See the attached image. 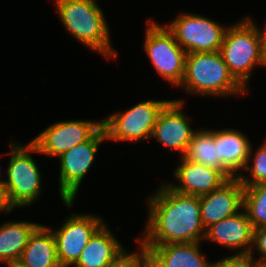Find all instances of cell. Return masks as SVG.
<instances>
[{
    "label": "cell",
    "mask_w": 266,
    "mask_h": 267,
    "mask_svg": "<svg viewBox=\"0 0 266 267\" xmlns=\"http://www.w3.org/2000/svg\"><path fill=\"white\" fill-rule=\"evenodd\" d=\"M149 197L145 234L136 239L147 251L155 245L194 243L205 239L198 196L178 193L162 183Z\"/></svg>",
    "instance_id": "cell-1"
},
{
    "label": "cell",
    "mask_w": 266,
    "mask_h": 267,
    "mask_svg": "<svg viewBox=\"0 0 266 267\" xmlns=\"http://www.w3.org/2000/svg\"><path fill=\"white\" fill-rule=\"evenodd\" d=\"M142 267H162L144 247Z\"/></svg>",
    "instance_id": "cell-28"
},
{
    "label": "cell",
    "mask_w": 266,
    "mask_h": 267,
    "mask_svg": "<svg viewBox=\"0 0 266 267\" xmlns=\"http://www.w3.org/2000/svg\"><path fill=\"white\" fill-rule=\"evenodd\" d=\"M40 224L28 221H7L0 224V262L14 267L28 240Z\"/></svg>",
    "instance_id": "cell-20"
},
{
    "label": "cell",
    "mask_w": 266,
    "mask_h": 267,
    "mask_svg": "<svg viewBox=\"0 0 266 267\" xmlns=\"http://www.w3.org/2000/svg\"><path fill=\"white\" fill-rule=\"evenodd\" d=\"M140 247L139 251L127 252L126 250L119 255L108 267H142L143 262V246Z\"/></svg>",
    "instance_id": "cell-25"
},
{
    "label": "cell",
    "mask_w": 266,
    "mask_h": 267,
    "mask_svg": "<svg viewBox=\"0 0 266 267\" xmlns=\"http://www.w3.org/2000/svg\"><path fill=\"white\" fill-rule=\"evenodd\" d=\"M252 148L251 144L248 162L243 169L250 172V177L246 175L243 176L241 174L237 177L243 186H253L260 183H266V142L259 146L257 150L255 149L254 151L256 153L254 154ZM250 160H252V164H250Z\"/></svg>",
    "instance_id": "cell-23"
},
{
    "label": "cell",
    "mask_w": 266,
    "mask_h": 267,
    "mask_svg": "<svg viewBox=\"0 0 266 267\" xmlns=\"http://www.w3.org/2000/svg\"><path fill=\"white\" fill-rule=\"evenodd\" d=\"M104 223L90 238L73 267H108L126 249Z\"/></svg>",
    "instance_id": "cell-17"
},
{
    "label": "cell",
    "mask_w": 266,
    "mask_h": 267,
    "mask_svg": "<svg viewBox=\"0 0 266 267\" xmlns=\"http://www.w3.org/2000/svg\"><path fill=\"white\" fill-rule=\"evenodd\" d=\"M166 27L187 53L219 51L227 29L211 18L193 13L179 14Z\"/></svg>",
    "instance_id": "cell-9"
},
{
    "label": "cell",
    "mask_w": 266,
    "mask_h": 267,
    "mask_svg": "<svg viewBox=\"0 0 266 267\" xmlns=\"http://www.w3.org/2000/svg\"><path fill=\"white\" fill-rule=\"evenodd\" d=\"M244 186L237 177L229 179L220 188L199 197L201 222L205 230L212 224L243 209Z\"/></svg>",
    "instance_id": "cell-14"
},
{
    "label": "cell",
    "mask_w": 266,
    "mask_h": 267,
    "mask_svg": "<svg viewBox=\"0 0 266 267\" xmlns=\"http://www.w3.org/2000/svg\"><path fill=\"white\" fill-rule=\"evenodd\" d=\"M255 251L260 253L258 258L253 255ZM248 256L257 263H266V226L254 229L252 247Z\"/></svg>",
    "instance_id": "cell-24"
},
{
    "label": "cell",
    "mask_w": 266,
    "mask_h": 267,
    "mask_svg": "<svg viewBox=\"0 0 266 267\" xmlns=\"http://www.w3.org/2000/svg\"><path fill=\"white\" fill-rule=\"evenodd\" d=\"M184 100H170L161 110L153 129L151 138L158 140L165 148L179 152L184 157L188 151L189 144L195 130L192 129L190 121L183 113Z\"/></svg>",
    "instance_id": "cell-12"
},
{
    "label": "cell",
    "mask_w": 266,
    "mask_h": 267,
    "mask_svg": "<svg viewBox=\"0 0 266 267\" xmlns=\"http://www.w3.org/2000/svg\"><path fill=\"white\" fill-rule=\"evenodd\" d=\"M179 86L193 95L208 97L247 93L231 75L219 51L187 53Z\"/></svg>",
    "instance_id": "cell-3"
},
{
    "label": "cell",
    "mask_w": 266,
    "mask_h": 267,
    "mask_svg": "<svg viewBox=\"0 0 266 267\" xmlns=\"http://www.w3.org/2000/svg\"><path fill=\"white\" fill-rule=\"evenodd\" d=\"M259 31H260L261 39H262V56H263L264 63L266 66V28L259 29Z\"/></svg>",
    "instance_id": "cell-29"
},
{
    "label": "cell",
    "mask_w": 266,
    "mask_h": 267,
    "mask_svg": "<svg viewBox=\"0 0 266 267\" xmlns=\"http://www.w3.org/2000/svg\"><path fill=\"white\" fill-rule=\"evenodd\" d=\"M8 168L6 170L5 191L9 204L15 209L30 206L42 192L41 173L31 154L39 153L30 141L27 146L11 142Z\"/></svg>",
    "instance_id": "cell-5"
},
{
    "label": "cell",
    "mask_w": 266,
    "mask_h": 267,
    "mask_svg": "<svg viewBox=\"0 0 266 267\" xmlns=\"http://www.w3.org/2000/svg\"><path fill=\"white\" fill-rule=\"evenodd\" d=\"M101 127L102 121H60L42 130L31 142L39 154L57 158L73 146L89 140Z\"/></svg>",
    "instance_id": "cell-11"
},
{
    "label": "cell",
    "mask_w": 266,
    "mask_h": 267,
    "mask_svg": "<svg viewBox=\"0 0 266 267\" xmlns=\"http://www.w3.org/2000/svg\"><path fill=\"white\" fill-rule=\"evenodd\" d=\"M106 140L103 126L87 141L73 146L59 157V194L66 207H72L80 185L94 162L100 144Z\"/></svg>",
    "instance_id": "cell-8"
},
{
    "label": "cell",
    "mask_w": 266,
    "mask_h": 267,
    "mask_svg": "<svg viewBox=\"0 0 266 267\" xmlns=\"http://www.w3.org/2000/svg\"><path fill=\"white\" fill-rule=\"evenodd\" d=\"M254 228L244 209L233 216L212 224L206 229L205 239L228 249L241 250L235 255H249Z\"/></svg>",
    "instance_id": "cell-15"
},
{
    "label": "cell",
    "mask_w": 266,
    "mask_h": 267,
    "mask_svg": "<svg viewBox=\"0 0 266 267\" xmlns=\"http://www.w3.org/2000/svg\"><path fill=\"white\" fill-rule=\"evenodd\" d=\"M188 160L221 170L229 179L235 176L222 164L217 156L214 130H196L185 155Z\"/></svg>",
    "instance_id": "cell-21"
},
{
    "label": "cell",
    "mask_w": 266,
    "mask_h": 267,
    "mask_svg": "<svg viewBox=\"0 0 266 267\" xmlns=\"http://www.w3.org/2000/svg\"><path fill=\"white\" fill-rule=\"evenodd\" d=\"M219 52L231 75L248 91L246 84L252 70L257 65L265 66L261 34L252 18H243L227 27Z\"/></svg>",
    "instance_id": "cell-4"
},
{
    "label": "cell",
    "mask_w": 266,
    "mask_h": 267,
    "mask_svg": "<svg viewBox=\"0 0 266 267\" xmlns=\"http://www.w3.org/2000/svg\"><path fill=\"white\" fill-rule=\"evenodd\" d=\"M0 169H1V167H0ZM5 182H6V180H0V187H2V188H5Z\"/></svg>",
    "instance_id": "cell-31"
},
{
    "label": "cell",
    "mask_w": 266,
    "mask_h": 267,
    "mask_svg": "<svg viewBox=\"0 0 266 267\" xmlns=\"http://www.w3.org/2000/svg\"><path fill=\"white\" fill-rule=\"evenodd\" d=\"M255 263L248 255H231L214 262L212 267H252Z\"/></svg>",
    "instance_id": "cell-26"
},
{
    "label": "cell",
    "mask_w": 266,
    "mask_h": 267,
    "mask_svg": "<svg viewBox=\"0 0 266 267\" xmlns=\"http://www.w3.org/2000/svg\"><path fill=\"white\" fill-rule=\"evenodd\" d=\"M170 100H147L135 104L125 112H116L104 120L102 126L107 141L137 142L151 140L157 118Z\"/></svg>",
    "instance_id": "cell-7"
},
{
    "label": "cell",
    "mask_w": 266,
    "mask_h": 267,
    "mask_svg": "<svg viewBox=\"0 0 266 267\" xmlns=\"http://www.w3.org/2000/svg\"><path fill=\"white\" fill-rule=\"evenodd\" d=\"M103 224L102 217L73 213L59 229H53L60 265L62 267L74 266L90 238Z\"/></svg>",
    "instance_id": "cell-10"
},
{
    "label": "cell",
    "mask_w": 266,
    "mask_h": 267,
    "mask_svg": "<svg viewBox=\"0 0 266 267\" xmlns=\"http://www.w3.org/2000/svg\"><path fill=\"white\" fill-rule=\"evenodd\" d=\"M14 267H62L57 258L56 240L49 226L39 225Z\"/></svg>",
    "instance_id": "cell-16"
},
{
    "label": "cell",
    "mask_w": 266,
    "mask_h": 267,
    "mask_svg": "<svg viewBox=\"0 0 266 267\" xmlns=\"http://www.w3.org/2000/svg\"><path fill=\"white\" fill-rule=\"evenodd\" d=\"M144 50L158 75L179 86L185 72L187 52L177 43L173 33L150 18L146 20Z\"/></svg>",
    "instance_id": "cell-6"
},
{
    "label": "cell",
    "mask_w": 266,
    "mask_h": 267,
    "mask_svg": "<svg viewBox=\"0 0 266 267\" xmlns=\"http://www.w3.org/2000/svg\"><path fill=\"white\" fill-rule=\"evenodd\" d=\"M174 170L178 185L166 183L172 190L192 196H203L220 188L229 178L219 169L208 167L181 157Z\"/></svg>",
    "instance_id": "cell-13"
},
{
    "label": "cell",
    "mask_w": 266,
    "mask_h": 267,
    "mask_svg": "<svg viewBox=\"0 0 266 267\" xmlns=\"http://www.w3.org/2000/svg\"><path fill=\"white\" fill-rule=\"evenodd\" d=\"M13 207L9 204L5 188L0 187V212H11L13 211Z\"/></svg>",
    "instance_id": "cell-27"
},
{
    "label": "cell",
    "mask_w": 266,
    "mask_h": 267,
    "mask_svg": "<svg viewBox=\"0 0 266 267\" xmlns=\"http://www.w3.org/2000/svg\"><path fill=\"white\" fill-rule=\"evenodd\" d=\"M217 156L222 164L235 176L245 168L251 147L250 140L236 129L214 130Z\"/></svg>",
    "instance_id": "cell-18"
},
{
    "label": "cell",
    "mask_w": 266,
    "mask_h": 267,
    "mask_svg": "<svg viewBox=\"0 0 266 267\" xmlns=\"http://www.w3.org/2000/svg\"><path fill=\"white\" fill-rule=\"evenodd\" d=\"M252 267H266V263H255Z\"/></svg>",
    "instance_id": "cell-30"
},
{
    "label": "cell",
    "mask_w": 266,
    "mask_h": 267,
    "mask_svg": "<svg viewBox=\"0 0 266 267\" xmlns=\"http://www.w3.org/2000/svg\"><path fill=\"white\" fill-rule=\"evenodd\" d=\"M243 209L254 229L266 226V183L244 186Z\"/></svg>",
    "instance_id": "cell-22"
},
{
    "label": "cell",
    "mask_w": 266,
    "mask_h": 267,
    "mask_svg": "<svg viewBox=\"0 0 266 267\" xmlns=\"http://www.w3.org/2000/svg\"><path fill=\"white\" fill-rule=\"evenodd\" d=\"M53 1L60 21L74 38L107 59L117 58L118 52L110 44L107 21L96 0Z\"/></svg>",
    "instance_id": "cell-2"
},
{
    "label": "cell",
    "mask_w": 266,
    "mask_h": 267,
    "mask_svg": "<svg viewBox=\"0 0 266 267\" xmlns=\"http://www.w3.org/2000/svg\"><path fill=\"white\" fill-rule=\"evenodd\" d=\"M200 242L152 246L148 253L162 267H212L200 249Z\"/></svg>",
    "instance_id": "cell-19"
}]
</instances>
